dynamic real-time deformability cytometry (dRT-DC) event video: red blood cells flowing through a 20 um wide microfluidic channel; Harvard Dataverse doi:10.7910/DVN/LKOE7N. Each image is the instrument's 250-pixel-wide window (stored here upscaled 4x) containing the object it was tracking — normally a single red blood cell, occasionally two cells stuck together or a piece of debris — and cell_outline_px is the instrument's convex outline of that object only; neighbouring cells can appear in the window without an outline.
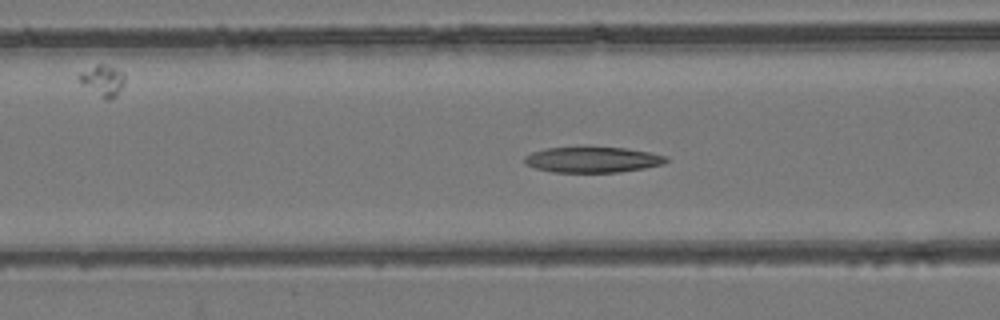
{"species": "common noctule bat (a hibernating species)", "species_latin": "Nyctalus noctula", "temperature_condition": "room temperature", "stored_images_in_passage": 41, "camera_frame_rate_fps": 3000, "um_per_image_px": 0.085, "animal": {"sex": "female", "body_mass_g": 24.6, "forearm_length_mm": 56.2}, "frame": {"image": 1, "passage_image": 17, "time_ms": 5.333, "image_size_px": [1000, 320], "cell_outline_px": [[668, 160], [664, 164], [644, 168], [620, 172], [552, 172], [536, 168], [524, 164], [524, 156], [532, 152], [548, 148], [628, 148], [668, 156]], "centroid_in_image_um": [50.38, 13.58], "position_along_channel_um": 116.2, "area_um2": 20.98}}
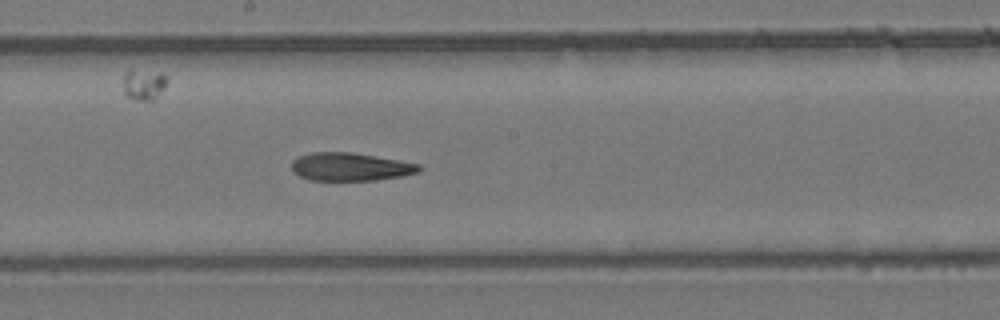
{"frame": {"image": 2, "passage_image": 25, "time_ms": 8.0, "image_size_px": [1000, 320], "cell_outline_px": [[420, 172], [400, 176], [376, 180], [308, 180], [292, 172], [292, 160], [300, 156], [312, 152], [352, 152], [420, 164]], "centroid_in_image_um": [29.75, 14.18], "position_along_channel_um": 218.5, "area_um2": 20.75}}
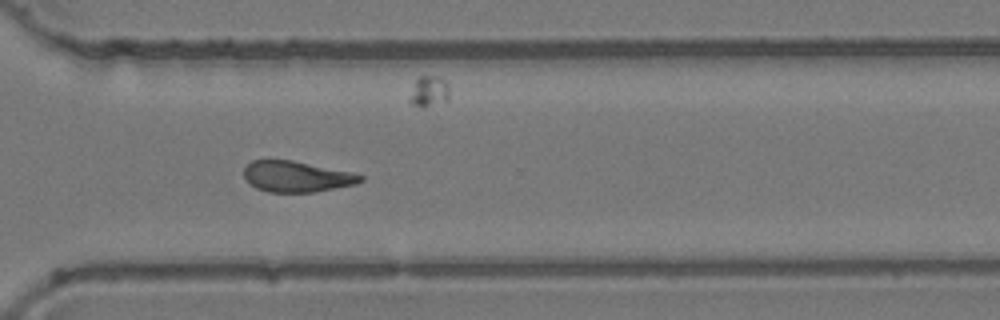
{"frame": {"image": 3, "passage_image": 35, "time_ms": 11.333, "image_size_px": [1000, 320], "cell_outline_px": [[364, 180], [356, 184], [316, 192], [268, 192], [256, 188], [244, 176], [244, 168], [252, 160], [292, 160], [348, 172], [364, 176]], "centroid_in_image_um": [25.2, 15.02], "position_along_channel_um": 345.4, "area_um2": 20.69}}